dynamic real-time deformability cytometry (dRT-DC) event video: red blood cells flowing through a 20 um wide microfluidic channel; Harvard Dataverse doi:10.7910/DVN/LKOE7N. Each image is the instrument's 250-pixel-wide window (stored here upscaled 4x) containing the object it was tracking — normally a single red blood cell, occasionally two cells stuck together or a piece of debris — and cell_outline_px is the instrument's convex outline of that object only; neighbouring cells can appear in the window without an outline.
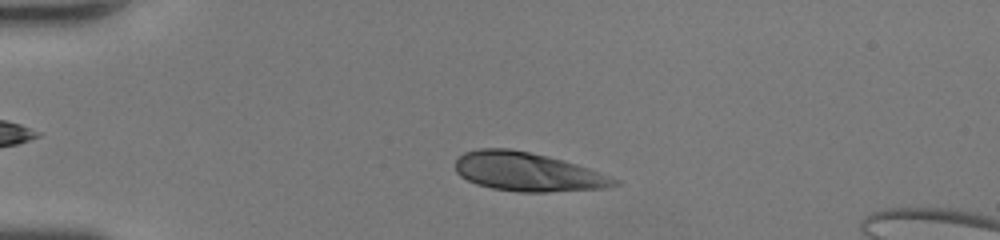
{"species": "human", "species_latin": "Homo sapiens", "temperature_condition": "room temperature", "stored_images_in_passage": 44, "camera_frame_rate_fps": 3000, "um_per_image_px": 0.085, "donor": {"sex": "female"}, "frame": {"image": 1, "passage_image": 8, "time_ms": 2.333, "image_size_px": [1000, 240], "cell_outline_px": [[620, 184], [608, 188], [548, 192], [516, 192], [492, 188], [476, 184], [460, 176], [456, 172], [456, 160], [464, 152], [476, 148], [508, 148], [548, 156], [564, 160], [588, 168], [620, 180]], "centroid_in_image_um": [44.85, 14.61], "position_along_channel_um": 40.1, "area_um2": 36.07}}
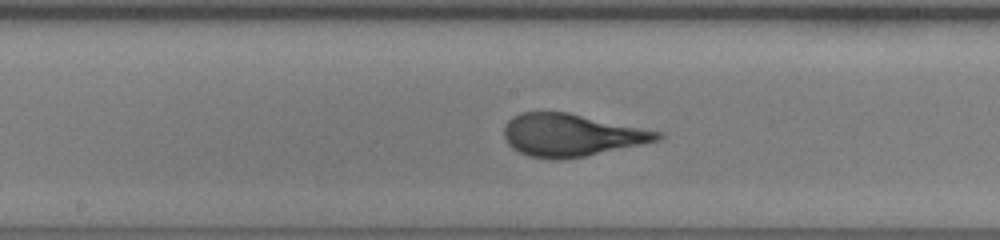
{"frame": {"image": 2, "passage_image": 22, "time_ms": 7.0, "image_size_px": [1000, 240], "cell_outline_px": [[664, 136], [660, 140], [584, 156], [560, 160], [552, 160], [528, 156], [512, 148], [508, 144], [504, 136], [504, 124], [512, 116], [520, 112], [568, 112], [664, 132]], "centroid_in_image_um": [48.55, 11.48], "position_along_channel_um": 199.7, "area_um2": 38.15}}
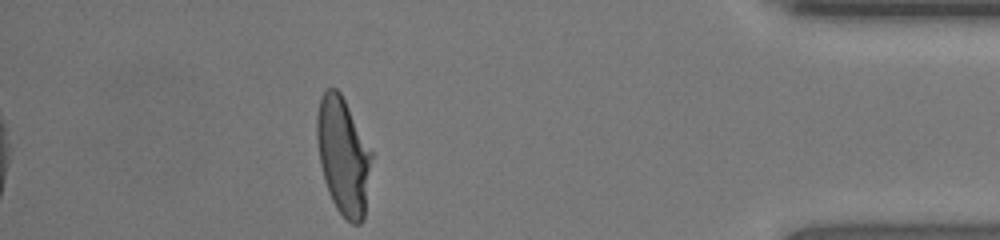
{"frame": {"image": 3, "passage_image": 39, "time_ms": 12.667, "image_size_px": [1000, 240], "cell_outline_px": [[372, 156], [364, 220], [360, 224], [352, 224], [336, 208], [328, 192], [324, 180], [320, 164], [316, 136], [316, 116], [320, 100], [324, 92], [328, 88], [336, 88], [340, 92], [372, 152]], "centroid_in_image_um": [29.16, 13.28], "position_along_channel_um": 406.0, "area_um2": 37.05}, "authors_computed_cell_mechanics": {"area_um2": 37.4833, "velocity_mm_per_s": 4.3632, "shape_relaxation_time_tau1_ms": 3.2902, "shape_relaxation_time_tau2_ms": null, "deformation_change_tau1": 0.2069, "deformation_change_tau2": null}}